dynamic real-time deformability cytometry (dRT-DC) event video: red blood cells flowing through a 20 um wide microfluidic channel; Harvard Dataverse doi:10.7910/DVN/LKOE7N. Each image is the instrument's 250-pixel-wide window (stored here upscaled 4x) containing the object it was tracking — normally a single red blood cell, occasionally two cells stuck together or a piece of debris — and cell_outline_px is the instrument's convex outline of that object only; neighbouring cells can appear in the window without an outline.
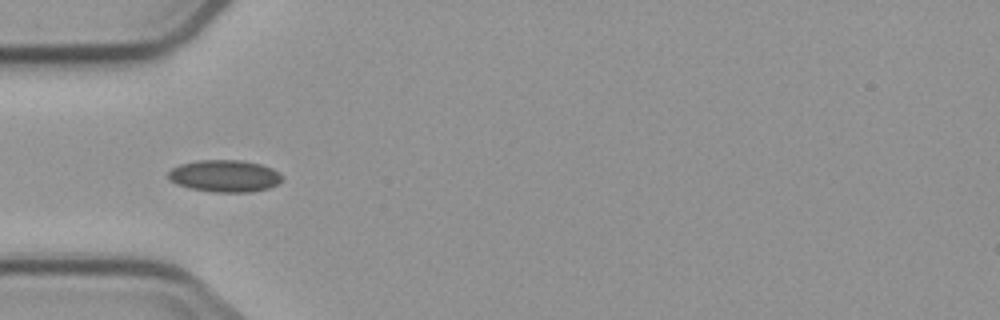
{"species": "common noctule bat (a hibernating species)", "species_latin": "Nyctalus noctula", "temperature_condition": "cold", "stored_images_in_passage": 7, "camera_frame_rate_fps": 3000, "um_per_image_px": 0.085, "animal": {"sex": "male", "body_mass_g": 23.1, "forearm_length_mm": 52.7}, "frame": {"image": 1, "passage_image": 4, "time_ms": 4.333, "image_size_px": [1000, 320], "cell_outline_px": [[284, 180], [268, 188], [252, 192], [216, 192], [188, 188], [176, 184], [168, 180], [168, 172], [172, 168], [180, 164], [196, 160], [244, 160], [260, 164], [272, 168]], "centroid_in_image_um": [19.06, 14.95], "position_along_channel_um": 65.9, "area_um2": 21.33}}
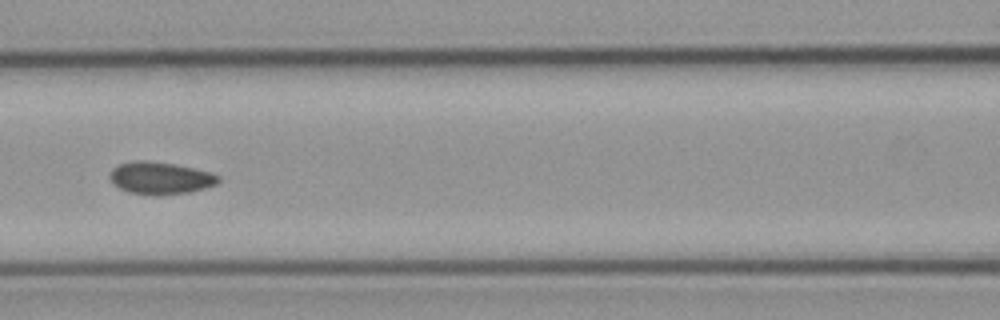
{"frame": {"image": 2, "passage_image": 6, "time_ms": 6.667, "image_size_px": [1000, 320], "cell_outline_px": [[220, 180], [216, 184], [204, 188], [188, 192], [160, 196], [156, 196], [128, 192], [120, 188], [112, 180], [112, 168], [120, 164], [136, 160], [140, 160], [172, 164], [192, 168], [208, 172], [220, 176]], "centroid_in_image_um": [13.65, 15.15], "position_along_channel_um": 153.0, "area_um2": 20.0}}
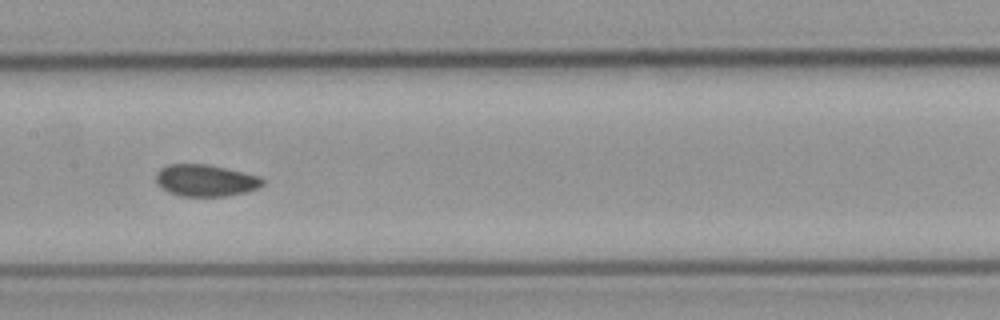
{"frame": {"image": 3, "passage_image": 7, "time_ms": 7.667, "image_size_px": [1000, 320], "cell_outline_px": [[264, 184], [260, 188], [248, 192], [224, 196], [180, 196], [168, 192], [160, 188], [156, 184], [156, 172], [160, 168], [168, 164], [208, 164], [260, 176], [264, 180]], "centroid_in_image_um": [17.46, 15.34], "position_along_channel_um": 189.9, "area_um2": 20.06}}